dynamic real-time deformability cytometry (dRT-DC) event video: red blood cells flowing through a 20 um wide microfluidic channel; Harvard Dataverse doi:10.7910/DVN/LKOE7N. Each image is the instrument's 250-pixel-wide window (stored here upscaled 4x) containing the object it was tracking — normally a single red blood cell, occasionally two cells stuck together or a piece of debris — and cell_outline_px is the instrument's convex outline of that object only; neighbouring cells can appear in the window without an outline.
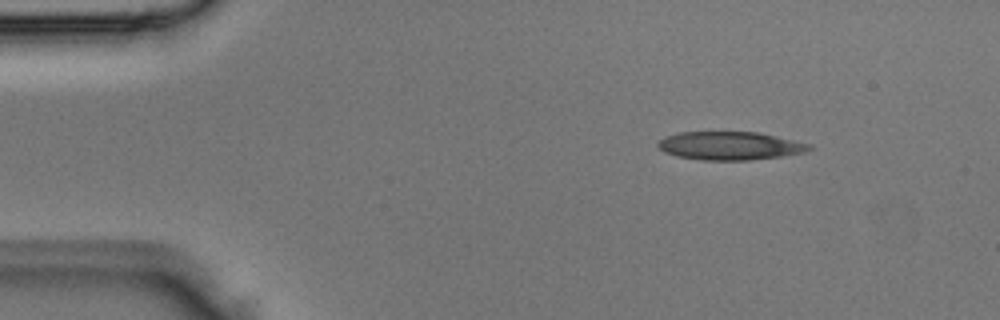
{"species": "Egyptian fruit bat (a non-hibernating species)", "species_latin": "Rousettus aegyptiacus", "temperature_condition": "room temperature", "stored_images_in_passage": 2, "camera_frame_rate_fps": 3000, "um_per_image_px": 0.085, "animal": {"sex": "male"}, "frame": {"image": 1, "passage_image": 1, "time_ms": 0.0, "image_size_px": [1000, 320], "cell_outline_px": [[812, 148], [804, 152], [780, 156], [748, 160], [700, 160], [676, 156], [664, 152], [656, 144], [664, 136], [680, 132], [760, 132], [812, 144]], "centroid_in_image_um": [62.03, 12.38], "position_along_channel_um": 23.0, "area_um2": 24.97}}
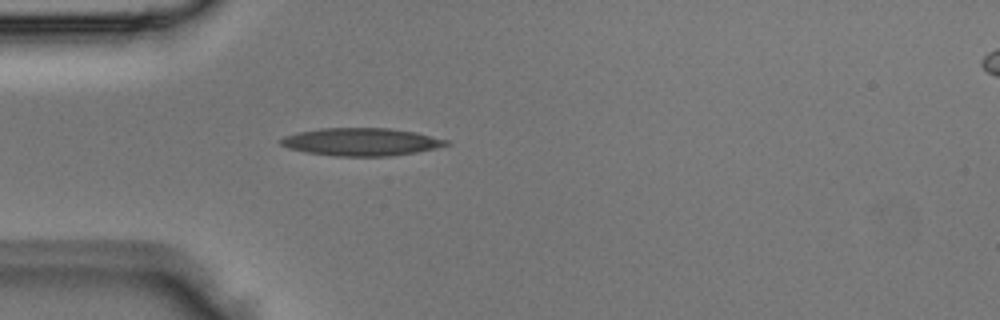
{"frame": {"image": 2, "passage_image": 2, "time_ms": 0.333, "image_size_px": [1000, 320], "cell_outline_px": [[452, 144], [436, 148], [416, 152], [388, 156], [336, 156], [308, 152], [288, 148], [280, 144], [280, 140], [284, 136], [296, 132], [320, 128], [388, 128], [416, 132], [448, 140]], "centroid_in_image_um": [30.71, 12.05], "position_along_channel_um": 54.3, "area_um2": 26.7}}